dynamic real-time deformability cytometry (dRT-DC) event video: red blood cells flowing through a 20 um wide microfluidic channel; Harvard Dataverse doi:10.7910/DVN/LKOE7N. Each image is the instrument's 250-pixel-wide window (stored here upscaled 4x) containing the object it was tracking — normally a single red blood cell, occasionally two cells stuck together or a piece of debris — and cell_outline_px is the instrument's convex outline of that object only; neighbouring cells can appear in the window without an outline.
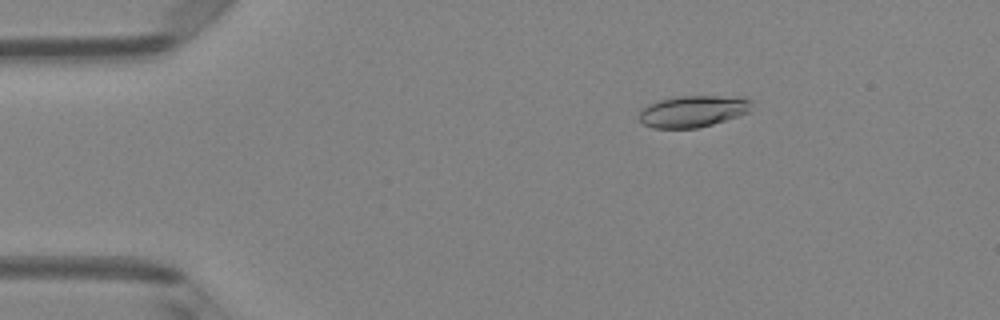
{"species": "Egyptian fruit bat (a non-hibernating species)", "species_latin": "Rousettus aegyptiacus", "temperature_condition": "room temperature", "stored_images_in_passage": 6, "camera_frame_rate_fps": 3000, "um_per_image_px": 0.085, "animal": {"sex": "female"}, "frame": {"image": 1, "passage_image": 3, "time_ms": 0.667, "image_size_px": [1000, 320], "cell_outline_px": [[752, 100], [748, 112], [712, 124], [696, 128], [652, 128], [644, 124], [640, 120], [640, 112], [648, 104], [660, 100], [680, 96], [740, 96]], "centroid_in_image_um": [58.9, 9.45], "position_along_channel_um": 26.1, "area_um2": 20.46}}
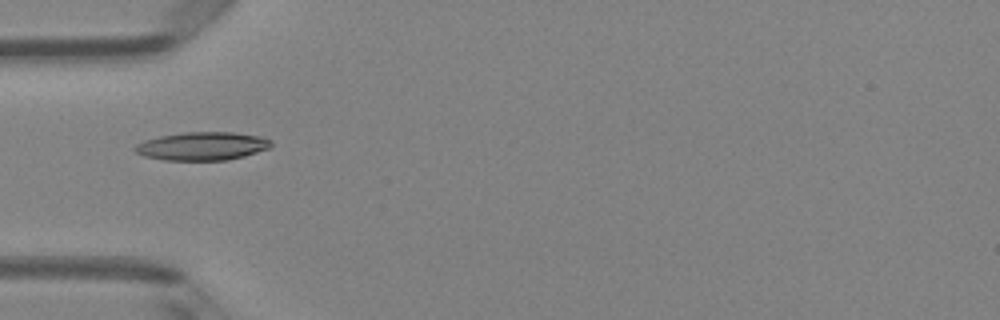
{"frame": {"image": 2, "passage_image": 5, "time_ms": 1.333, "image_size_px": [1000, 320], "cell_outline_px": [[272, 144], [268, 148], [244, 156], [228, 160], [164, 160], [144, 156], [136, 152], [132, 148], [136, 144], [144, 140], [160, 136], [184, 132], [232, 132], [264, 136], [272, 140]], "centroid_in_image_um": [17.19, 12.41], "position_along_channel_um": 67.8, "area_um2": 22.54}}
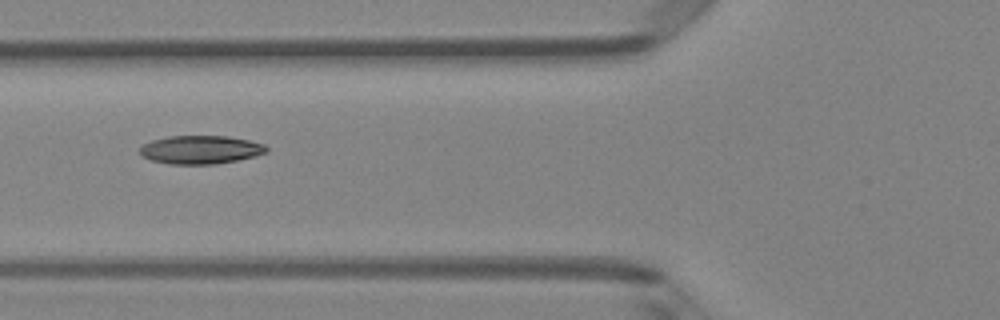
{"frame": {"image": 3, "passage_image": 6, "time_ms": 1.667, "image_size_px": [1000, 320], "cell_outline_px": [[268, 152], [236, 160], [216, 164], [168, 164], [152, 160], [144, 156], [140, 152], [140, 148], [144, 144], [152, 140], [168, 136], [228, 136], [248, 140], [264, 144], [268, 148]], "centroid_in_image_um": [17.05, 12.72], "position_along_channel_um": 108.7, "area_um2": 20.75}}